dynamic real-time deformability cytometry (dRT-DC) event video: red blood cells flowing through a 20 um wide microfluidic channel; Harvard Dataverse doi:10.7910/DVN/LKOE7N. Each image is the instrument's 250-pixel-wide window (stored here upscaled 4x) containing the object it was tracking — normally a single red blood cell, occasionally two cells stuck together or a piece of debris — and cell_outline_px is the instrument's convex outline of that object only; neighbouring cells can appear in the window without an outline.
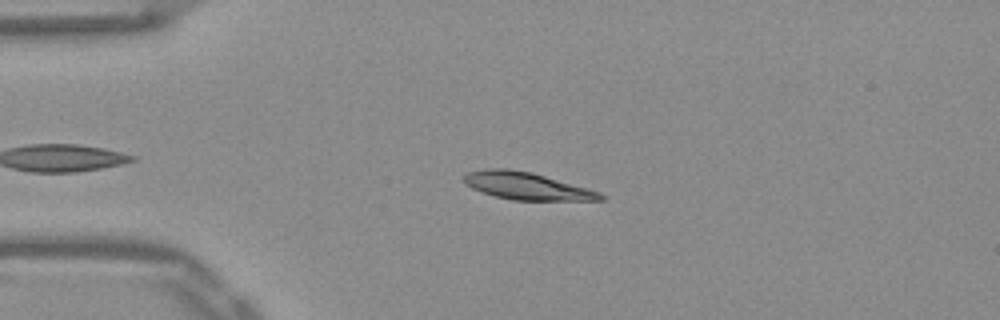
{"species": "Egyptian fruit bat (a non-hibernating species)", "species_latin": "Rousettus aegyptiacus", "temperature_condition": "warm", "stored_images_in_passage": 47, "camera_frame_rate_fps": 3000, "um_per_image_px": 0.085, "frame": {"image": 1, "passage_image": 11, "time_ms": 3.333, "image_size_px": [1000, 320], "cell_outline_px": [[604, 200], [512, 200], [496, 196], [472, 188], [464, 184], [464, 176], [468, 172], [488, 168], [508, 168], [532, 172], [600, 192], [604, 196]], "centroid_in_image_um": [44.75, 15.8], "position_along_channel_um": 40.2, "area_um2": 21.5}}
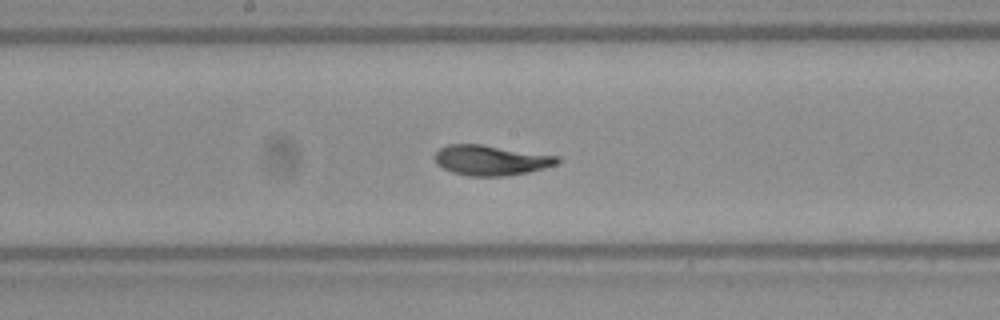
{"frame": {"image": 2, "passage_image": 26, "time_ms": 8.333, "image_size_px": [1000, 320], "cell_outline_px": [[560, 164], [528, 172], [504, 176], [468, 176], [452, 172], [436, 164], [432, 156], [440, 148], [448, 144], [480, 144], [560, 156]], "centroid_in_image_um": [41.73, 13.62], "position_along_channel_um": 206.5, "area_um2": 21.73}}
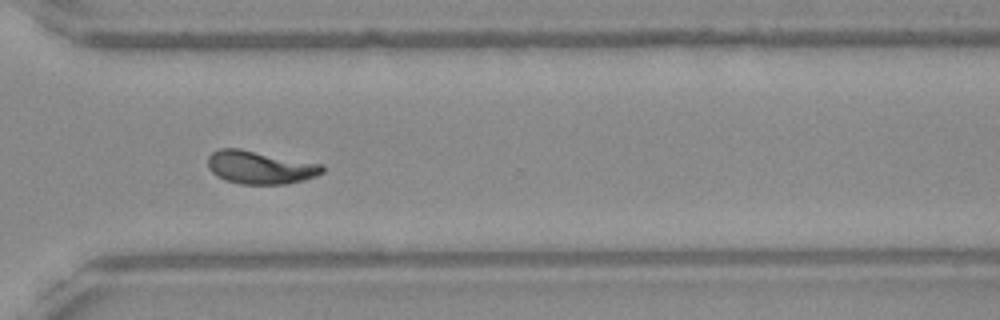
{"frame": {"image": 3, "passage_image": 37, "time_ms": 12.0, "image_size_px": [1000, 320], "cell_outline_px": [[324, 172], [316, 176], [304, 180], [288, 184], [240, 184], [224, 180], [216, 176], [208, 168], [208, 156], [212, 152], [220, 148], [240, 148], [324, 164]], "centroid_in_image_um": [22.12, 14.22], "position_along_channel_um": 348.5, "area_um2": 22.43}, "authors_computed_cell_mechanics": {"area_um2": 21.2126, "velocity_mm_per_s": 3.8805, "shape_relaxation_time_tau1_ms": 4.6835, "shape_relaxation_time_tau2_ms": 1.5962, "deformation_change_tau1": 0.1827, "deformation_change_tau2": 0.0488}}